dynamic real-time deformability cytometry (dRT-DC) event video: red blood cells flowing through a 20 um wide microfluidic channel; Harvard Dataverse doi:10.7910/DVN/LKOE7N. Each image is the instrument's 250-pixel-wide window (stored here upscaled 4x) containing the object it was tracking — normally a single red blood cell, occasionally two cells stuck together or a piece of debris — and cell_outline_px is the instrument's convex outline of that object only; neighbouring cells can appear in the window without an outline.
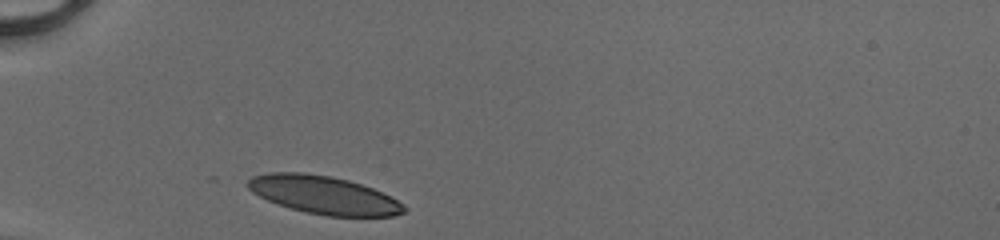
{"species": "human", "species_latin": "Homo sapiens", "temperature_condition": "cold", "stored_images_in_passage": 27, "camera_frame_rate_fps": 3000, "um_per_image_px": 0.085, "donor": {"sex": "male"}, "frame": {"image": 1, "passage_image": 1, "time_ms": 0.0, "image_size_px": [1000, 240], "cell_outline_px": [[404, 212], [392, 216], [328, 216], [308, 212], [292, 208], [268, 200], [252, 192], [244, 184], [252, 176], [268, 172], [304, 172], [332, 176], [348, 180], [372, 188], [396, 200], [404, 208]], "centroid_in_image_um": [27.44, 16.55], "position_along_channel_um": 57.6, "area_um2": 34.16}}
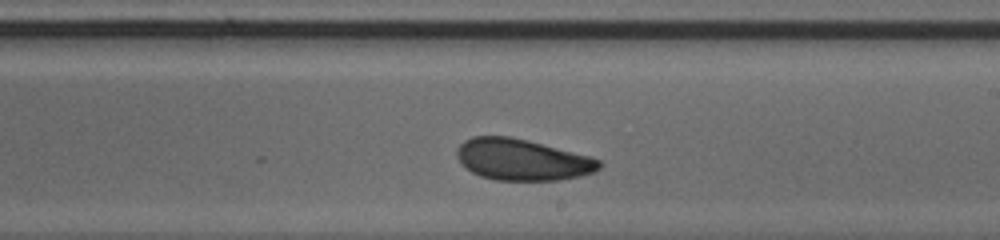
{"frame": {"image": 2, "passage_image": 16, "time_ms": 5.0, "image_size_px": [1000, 240], "cell_outline_px": [[604, 164], [596, 172], [580, 176], [560, 180], [496, 180], [480, 176], [472, 172], [456, 156], [456, 148], [464, 140], [472, 136], [512, 136], [592, 156], [600, 160]], "centroid_in_image_um": [44.43, 13.56], "position_along_channel_um": 244.6, "area_um2": 34.56}}
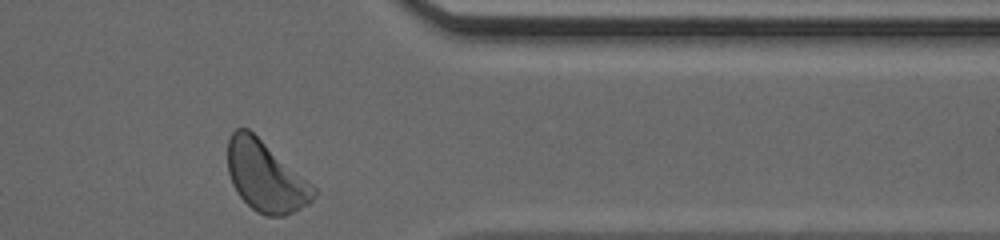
{"frame": {"image": 3, "passage_image": 27, "time_ms": 8.667, "image_size_px": [1000, 240], "cell_outline_px": [[316, 196], [308, 204], [284, 216], [264, 216], [256, 212], [236, 192], [232, 184], [228, 172], [228, 140], [232, 132], [236, 128], [248, 128], [312, 184], [316, 188]], "centroid_in_image_um": [22.56, 15.01], "position_along_channel_um": 388.8, "area_um2": 35.03}, "authors_computed_cell_mechanics": {"area_um2": 34.8534, "velocity_mm_per_s": 4.1105, "shape_relaxation_time_tau1_ms": 2.5788, "shape_relaxation_time_tau2_ms": 2.8224, "deformation_change_tau1": 0.0977, "deformation_change_tau2": 0.084}}